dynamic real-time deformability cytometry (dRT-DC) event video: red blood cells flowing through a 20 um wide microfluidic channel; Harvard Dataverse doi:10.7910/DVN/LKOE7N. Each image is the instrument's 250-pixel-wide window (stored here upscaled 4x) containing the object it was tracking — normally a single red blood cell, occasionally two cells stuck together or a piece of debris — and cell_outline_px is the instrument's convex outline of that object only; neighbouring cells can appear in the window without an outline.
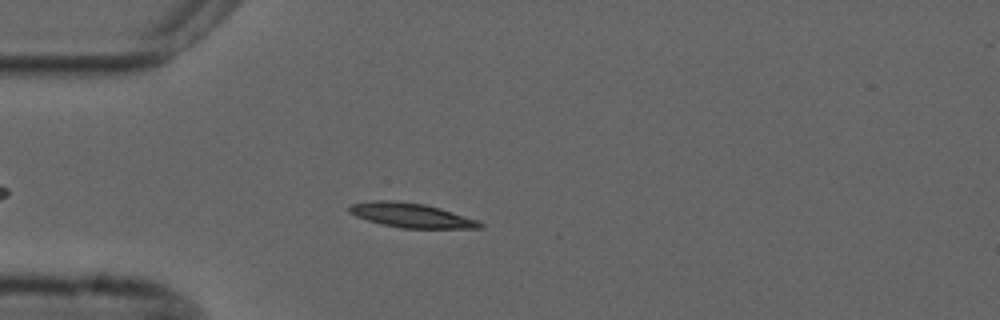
{"species": "common noctule bat (a hibernating species)", "species_latin": "Nyctalus noctula", "temperature_condition": "cold", "stored_images_in_passage": 49, "camera_frame_rate_fps": 3000, "um_per_image_px": 0.085, "animal": {"sex": "male", "forearm_length_mm": 52.5}, "frame": {"image": 1, "passage_image": 9, "time_ms": 2.667, "image_size_px": [1000, 320], "cell_outline_px": [[484, 228], [400, 228], [368, 220], [356, 216], [348, 212], [348, 208], [352, 204], [368, 200], [392, 200], [424, 204], [440, 208], [480, 220], [484, 224]], "centroid_in_image_um": [34.98, 18.29], "position_along_channel_um": 50.0, "area_um2": 18.67}}
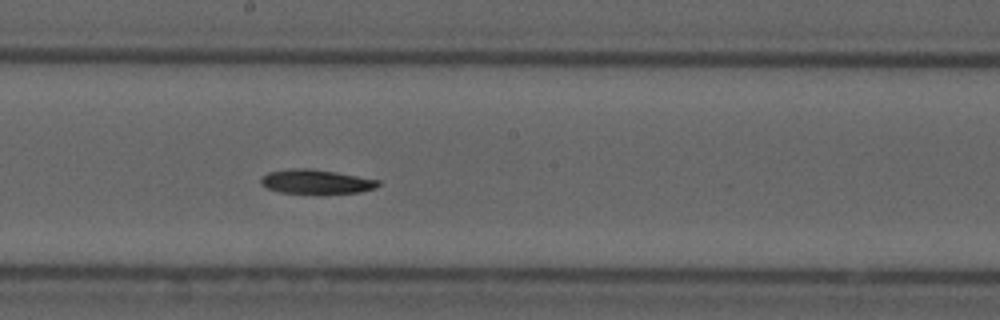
{"frame": {"image": 2, "passage_image": 24, "time_ms": 7.667, "image_size_px": [1000, 320], "cell_outline_px": [[380, 184], [376, 188], [360, 192], [320, 196], [316, 196], [280, 192], [268, 188], [260, 184], [260, 180], [268, 172], [292, 168], [308, 168], [336, 172], [380, 180]], "centroid_in_image_um": [26.9, 15.49], "position_along_channel_um": 221.3, "area_um2": 17.34}}
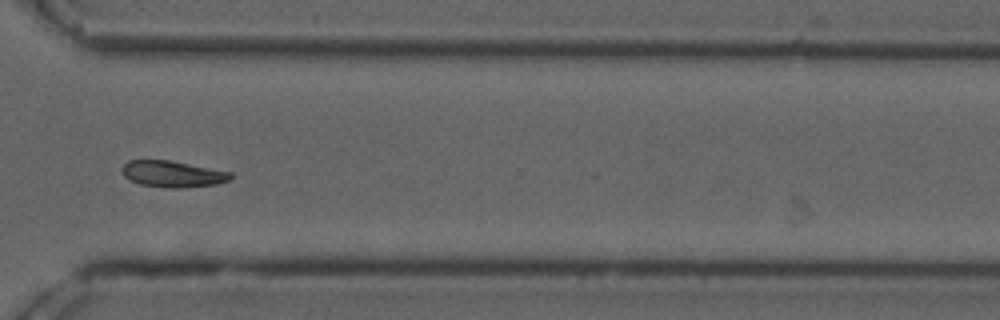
{"frame": {"image": 3, "passage_image": 35, "time_ms": 11.333, "image_size_px": [1000, 320], "cell_outline_px": [[232, 176], [228, 180], [216, 184], [184, 188], [168, 188], [140, 184], [128, 180], [124, 176], [120, 168], [128, 160], [168, 160], [232, 172]], "centroid_in_image_um": [14.63, 14.79], "position_along_channel_um": 356.0, "area_um2": 16.7}}